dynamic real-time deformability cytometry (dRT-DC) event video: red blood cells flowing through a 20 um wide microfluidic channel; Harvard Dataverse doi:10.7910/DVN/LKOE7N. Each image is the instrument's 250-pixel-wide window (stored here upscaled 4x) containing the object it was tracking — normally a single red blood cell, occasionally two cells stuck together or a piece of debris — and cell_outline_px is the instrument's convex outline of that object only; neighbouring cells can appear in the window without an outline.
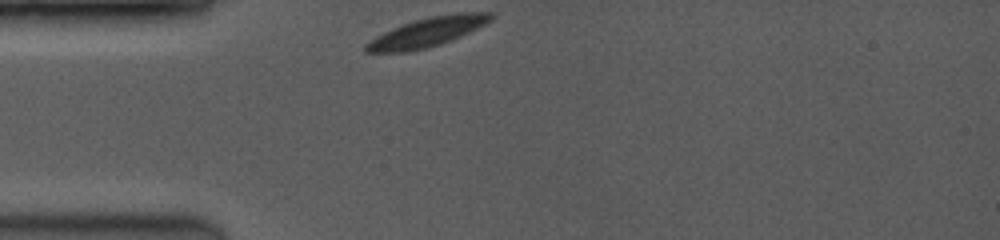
{"species": "common noctule bat (a hibernating species)", "species_latin": "Nyctalus noctula", "temperature_condition": "room temperature", "stored_images_in_passage": 35, "camera_frame_rate_fps": 3500, "um_per_image_px": 0.085, "animal": {"sex": "female", "body_mass_g": 19.0, "forearm_length_mm": 53.3}, "frame": {"image": 1, "passage_image": 1, "time_ms": 0.0, "image_size_px": [1000, 240], "cell_outline_px": [[496, 16], [492, 20], [460, 36], [440, 44], [408, 52], [364, 52], [364, 44], [376, 36], [392, 28], [428, 16], [460, 12], [492, 12]], "centroid_in_image_um": [36.32, 2.72], "position_along_channel_um": 48.7, "area_um2": 21.1}}
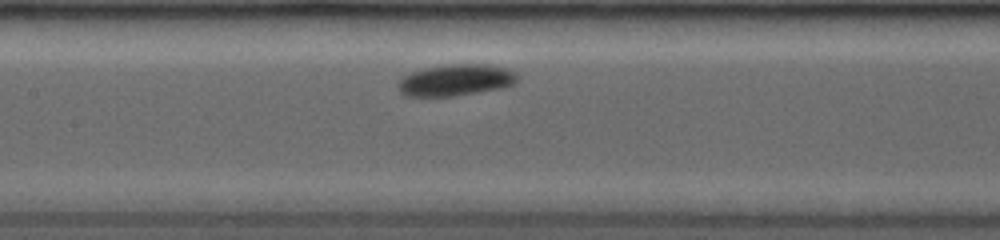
{"frame": {"image": 2, "passage_image": 13, "time_ms": 3.429, "image_size_px": [1000, 240], "cell_outline_px": [[516, 80], [512, 84], [504, 88], [456, 96], [404, 96], [400, 92], [396, 84], [404, 76], [412, 72], [424, 68], [448, 64], [488, 64], [508, 68], [516, 72]], "centroid_in_image_um": [38.74, 6.81], "position_along_channel_um": 168.7, "area_um2": 22.08}}
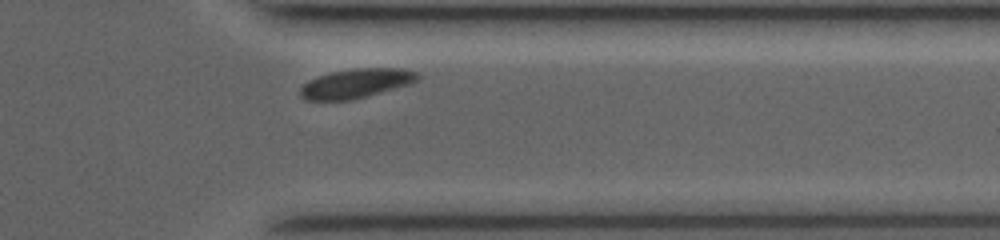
{"frame": {"image": 3, "passage_image": 32, "time_ms": 8.857, "image_size_px": [1000, 240], "cell_outline_px": [[420, 80], [408, 84], [352, 100], [304, 100], [300, 96], [300, 88], [308, 80], [332, 72], [356, 68], [400, 68], [416, 72], [420, 76]], "centroid_in_image_um": [30.25, 7.09], "position_along_channel_um": 381.1, "area_um2": 19.83}, "authors_computed_cell_mechanics": {"area_um2": 21.097, "velocity_mm_per_s": 3.8782, "shape_relaxation_time_tau1_ms": 2.3986, "shape_relaxation_time_tau2_ms": null, "deformation_change_tau1": 0.1209, "deformation_change_tau2": null}}